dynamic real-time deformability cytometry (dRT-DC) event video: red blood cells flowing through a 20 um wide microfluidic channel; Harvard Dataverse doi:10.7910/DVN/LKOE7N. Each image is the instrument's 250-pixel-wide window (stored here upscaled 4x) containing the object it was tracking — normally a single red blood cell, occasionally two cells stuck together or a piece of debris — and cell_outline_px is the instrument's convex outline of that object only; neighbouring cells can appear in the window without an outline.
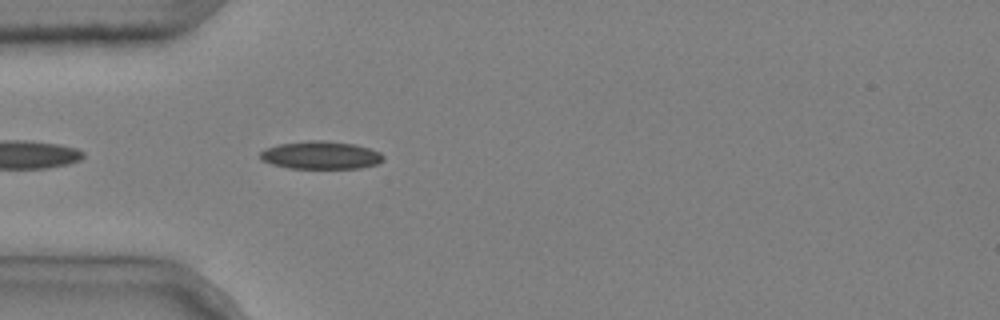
{"species": "common noctule bat (a hibernating species)", "species_latin": "Nyctalus noctula", "temperature_condition": "cold", "stored_images_in_passage": 39, "camera_frame_rate_fps": 3000, "um_per_image_px": 0.085, "animal": {"sex": "male", "body_mass_g": 20.4}, "frame": {"image": 1, "passage_image": 3, "time_ms": 0.667, "image_size_px": [1000, 320], "cell_outline_px": [[384, 160], [376, 164], [360, 168], [288, 168], [272, 164], [260, 160], [260, 152], [268, 148], [280, 144], [308, 140], [324, 140], [356, 144], [380, 152], [384, 156]], "centroid_in_image_um": [27.28, 13.19], "position_along_channel_um": 57.7, "area_um2": 20.0}}
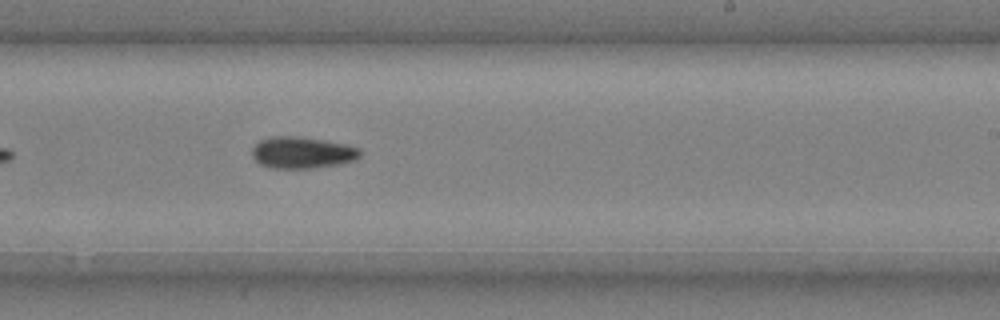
{"frame": {"image": 2, "passage_image": 20, "time_ms": 6.333, "image_size_px": [1000, 320], "cell_outline_px": [[360, 156], [356, 160], [340, 164], [312, 168], [272, 168], [260, 164], [252, 156], [252, 148], [260, 140], [272, 136], [296, 136], [324, 140], [348, 144], [360, 148]], "centroid_in_image_um": [25.71, 12.97], "position_along_channel_um": 263.3, "area_um2": 20.0}}
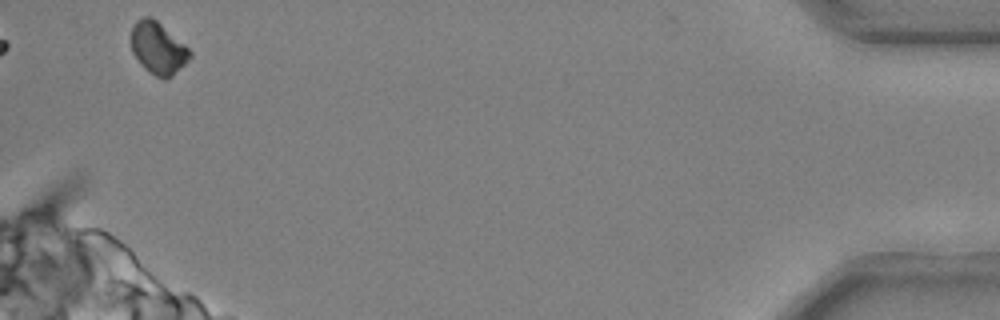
{"frame": {"image": 3, "passage_image": 38, "time_ms": 12.333, "image_size_px": [1000, 320], "cell_outline_px": [[192, 56], [172, 76], [164, 80], [156, 76], [144, 68], [140, 64], [132, 52], [132, 28], [136, 20], [144, 16], [152, 16], [184, 44], [192, 52]], "centroid_in_image_um": [13.43, 4.09], "position_along_channel_um": 421.8, "area_um2": 17.69}}